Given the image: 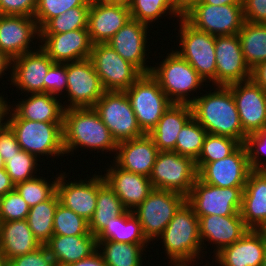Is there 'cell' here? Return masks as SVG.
Returning <instances> with one entry per match:
<instances>
[{
    "mask_svg": "<svg viewBox=\"0 0 266 266\" xmlns=\"http://www.w3.org/2000/svg\"><path fill=\"white\" fill-rule=\"evenodd\" d=\"M191 104L192 117L207 133L226 136L244 144L247 134L243 131L238 110L229 86L209 85ZM213 87V89H212ZM212 89V90H211Z\"/></svg>",
    "mask_w": 266,
    "mask_h": 266,
    "instance_id": "cell-1",
    "label": "cell"
},
{
    "mask_svg": "<svg viewBox=\"0 0 266 266\" xmlns=\"http://www.w3.org/2000/svg\"><path fill=\"white\" fill-rule=\"evenodd\" d=\"M117 146L118 143L93 107L64 110L63 147L65 156L73 157L74 152L77 153L76 150L83 151L87 148L86 152L88 150L97 151L95 153L102 152L103 157L107 155L105 153L109 152V156L113 158Z\"/></svg>",
    "mask_w": 266,
    "mask_h": 266,
    "instance_id": "cell-2",
    "label": "cell"
},
{
    "mask_svg": "<svg viewBox=\"0 0 266 266\" xmlns=\"http://www.w3.org/2000/svg\"><path fill=\"white\" fill-rule=\"evenodd\" d=\"M159 240L168 262H196L207 257L202 249L199 218L186 201L153 243L154 247Z\"/></svg>",
    "mask_w": 266,
    "mask_h": 266,
    "instance_id": "cell-3",
    "label": "cell"
},
{
    "mask_svg": "<svg viewBox=\"0 0 266 266\" xmlns=\"http://www.w3.org/2000/svg\"><path fill=\"white\" fill-rule=\"evenodd\" d=\"M164 55L159 56L161 62L153 64L150 74L173 103L191 104L209 84L175 50Z\"/></svg>",
    "mask_w": 266,
    "mask_h": 266,
    "instance_id": "cell-4",
    "label": "cell"
},
{
    "mask_svg": "<svg viewBox=\"0 0 266 266\" xmlns=\"http://www.w3.org/2000/svg\"><path fill=\"white\" fill-rule=\"evenodd\" d=\"M6 123L15 133L20 148L29 154H33L39 160L42 159V162H45V157L47 160H50L51 157V162L53 160L54 163L55 158L65 156L63 123L21 119L10 108L8 109Z\"/></svg>",
    "mask_w": 266,
    "mask_h": 266,
    "instance_id": "cell-5",
    "label": "cell"
},
{
    "mask_svg": "<svg viewBox=\"0 0 266 266\" xmlns=\"http://www.w3.org/2000/svg\"><path fill=\"white\" fill-rule=\"evenodd\" d=\"M177 21L179 30L176 42H179L177 44L179 46L174 50L197 71L207 84L212 83V86H215V36L194 28L183 17Z\"/></svg>",
    "mask_w": 266,
    "mask_h": 266,
    "instance_id": "cell-6",
    "label": "cell"
},
{
    "mask_svg": "<svg viewBox=\"0 0 266 266\" xmlns=\"http://www.w3.org/2000/svg\"><path fill=\"white\" fill-rule=\"evenodd\" d=\"M125 92L144 134H149L173 104L150 73L142 74Z\"/></svg>",
    "mask_w": 266,
    "mask_h": 266,
    "instance_id": "cell-7",
    "label": "cell"
},
{
    "mask_svg": "<svg viewBox=\"0 0 266 266\" xmlns=\"http://www.w3.org/2000/svg\"><path fill=\"white\" fill-rule=\"evenodd\" d=\"M149 179L155 189L174 191L186 197L197 179L195 161L174 151H159Z\"/></svg>",
    "mask_w": 266,
    "mask_h": 266,
    "instance_id": "cell-8",
    "label": "cell"
},
{
    "mask_svg": "<svg viewBox=\"0 0 266 266\" xmlns=\"http://www.w3.org/2000/svg\"><path fill=\"white\" fill-rule=\"evenodd\" d=\"M186 201L180 193L153 189L132 212L141 223L146 239L154 243L170 223L176 211Z\"/></svg>",
    "mask_w": 266,
    "mask_h": 266,
    "instance_id": "cell-9",
    "label": "cell"
},
{
    "mask_svg": "<svg viewBox=\"0 0 266 266\" xmlns=\"http://www.w3.org/2000/svg\"><path fill=\"white\" fill-rule=\"evenodd\" d=\"M93 108L117 143L144 135L125 91H105Z\"/></svg>",
    "mask_w": 266,
    "mask_h": 266,
    "instance_id": "cell-10",
    "label": "cell"
},
{
    "mask_svg": "<svg viewBox=\"0 0 266 266\" xmlns=\"http://www.w3.org/2000/svg\"><path fill=\"white\" fill-rule=\"evenodd\" d=\"M243 189L212 186L197 178L186 196V202L198 218L206 215L232 216L240 214Z\"/></svg>",
    "mask_w": 266,
    "mask_h": 266,
    "instance_id": "cell-11",
    "label": "cell"
},
{
    "mask_svg": "<svg viewBox=\"0 0 266 266\" xmlns=\"http://www.w3.org/2000/svg\"><path fill=\"white\" fill-rule=\"evenodd\" d=\"M89 59L105 91H126L143 74L108 43L93 44Z\"/></svg>",
    "mask_w": 266,
    "mask_h": 266,
    "instance_id": "cell-12",
    "label": "cell"
},
{
    "mask_svg": "<svg viewBox=\"0 0 266 266\" xmlns=\"http://www.w3.org/2000/svg\"><path fill=\"white\" fill-rule=\"evenodd\" d=\"M183 18L194 28L213 36L238 34L245 22L243 5L195 4Z\"/></svg>",
    "mask_w": 266,
    "mask_h": 266,
    "instance_id": "cell-13",
    "label": "cell"
},
{
    "mask_svg": "<svg viewBox=\"0 0 266 266\" xmlns=\"http://www.w3.org/2000/svg\"><path fill=\"white\" fill-rule=\"evenodd\" d=\"M104 92L105 89L89 58L67 63L66 95L61 97L64 109L93 107Z\"/></svg>",
    "mask_w": 266,
    "mask_h": 266,
    "instance_id": "cell-14",
    "label": "cell"
},
{
    "mask_svg": "<svg viewBox=\"0 0 266 266\" xmlns=\"http://www.w3.org/2000/svg\"><path fill=\"white\" fill-rule=\"evenodd\" d=\"M196 168L199 180L222 188L244 187L252 171L245 144H241L232 154L221 160L196 164Z\"/></svg>",
    "mask_w": 266,
    "mask_h": 266,
    "instance_id": "cell-15",
    "label": "cell"
},
{
    "mask_svg": "<svg viewBox=\"0 0 266 266\" xmlns=\"http://www.w3.org/2000/svg\"><path fill=\"white\" fill-rule=\"evenodd\" d=\"M148 28L152 30L149 25L131 18L107 42L124 60L133 64L143 74L151 72L153 66L148 65V63L154 62L153 60L147 61L150 59L149 54L151 53L149 52L151 47L148 40L152 39V37H148L150 36Z\"/></svg>",
    "mask_w": 266,
    "mask_h": 266,
    "instance_id": "cell-16",
    "label": "cell"
},
{
    "mask_svg": "<svg viewBox=\"0 0 266 266\" xmlns=\"http://www.w3.org/2000/svg\"><path fill=\"white\" fill-rule=\"evenodd\" d=\"M37 42L40 43V29L34 17L0 15V51L10 59L35 51L40 47Z\"/></svg>",
    "mask_w": 266,
    "mask_h": 266,
    "instance_id": "cell-17",
    "label": "cell"
},
{
    "mask_svg": "<svg viewBox=\"0 0 266 266\" xmlns=\"http://www.w3.org/2000/svg\"><path fill=\"white\" fill-rule=\"evenodd\" d=\"M68 174L70 173H66V171L59 172L56 185L59 202L89 222L97 205L98 174L92 172L91 177L87 174V179L84 177L83 180L79 176V180L74 179L73 181H70L71 178H68Z\"/></svg>",
    "mask_w": 266,
    "mask_h": 266,
    "instance_id": "cell-18",
    "label": "cell"
},
{
    "mask_svg": "<svg viewBox=\"0 0 266 266\" xmlns=\"http://www.w3.org/2000/svg\"><path fill=\"white\" fill-rule=\"evenodd\" d=\"M243 131L249 135L266 129V92L252 79L228 85Z\"/></svg>",
    "mask_w": 266,
    "mask_h": 266,
    "instance_id": "cell-19",
    "label": "cell"
},
{
    "mask_svg": "<svg viewBox=\"0 0 266 266\" xmlns=\"http://www.w3.org/2000/svg\"><path fill=\"white\" fill-rule=\"evenodd\" d=\"M130 19L126 2L91 0L87 26L91 43H107Z\"/></svg>",
    "mask_w": 266,
    "mask_h": 266,
    "instance_id": "cell-20",
    "label": "cell"
},
{
    "mask_svg": "<svg viewBox=\"0 0 266 266\" xmlns=\"http://www.w3.org/2000/svg\"><path fill=\"white\" fill-rule=\"evenodd\" d=\"M53 64L41 47L20 55L12 60L10 85L21 95L44 93V78Z\"/></svg>",
    "mask_w": 266,
    "mask_h": 266,
    "instance_id": "cell-21",
    "label": "cell"
},
{
    "mask_svg": "<svg viewBox=\"0 0 266 266\" xmlns=\"http://www.w3.org/2000/svg\"><path fill=\"white\" fill-rule=\"evenodd\" d=\"M216 85L228 86L251 79L238 34L215 36Z\"/></svg>",
    "mask_w": 266,
    "mask_h": 266,
    "instance_id": "cell-22",
    "label": "cell"
},
{
    "mask_svg": "<svg viewBox=\"0 0 266 266\" xmlns=\"http://www.w3.org/2000/svg\"><path fill=\"white\" fill-rule=\"evenodd\" d=\"M199 229L203 253L207 255V246L210 244L212 248L209 250L212 252L213 249L211 257L215 256L223 248L237 242L248 231L241 214L201 216L199 218ZM205 249L206 251H204Z\"/></svg>",
    "mask_w": 266,
    "mask_h": 266,
    "instance_id": "cell-23",
    "label": "cell"
},
{
    "mask_svg": "<svg viewBox=\"0 0 266 266\" xmlns=\"http://www.w3.org/2000/svg\"><path fill=\"white\" fill-rule=\"evenodd\" d=\"M41 49L54 63L88 59L92 50L88 28L59 34H40Z\"/></svg>",
    "mask_w": 266,
    "mask_h": 266,
    "instance_id": "cell-24",
    "label": "cell"
},
{
    "mask_svg": "<svg viewBox=\"0 0 266 266\" xmlns=\"http://www.w3.org/2000/svg\"><path fill=\"white\" fill-rule=\"evenodd\" d=\"M106 168L104 166V180L113 189L127 210L133 211L139 206L154 189L150 179L118 167L112 160ZM112 165V166H111ZM106 171V172H105Z\"/></svg>",
    "mask_w": 266,
    "mask_h": 266,
    "instance_id": "cell-25",
    "label": "cell"
},
{
    "mask_svg": "<svg viewBox=\"0 0 266 266\" xmlns=\"http://www.w3.org/2000/svg\"><path fill=\"white\" fill-rule=\"evenodd\" d=\"M157 146L148 134L118 143L113 162L120 168L149 178L156 157Z\"/></svg>",
    "mask_w": 266,
    "mask_h": 266,
    "instance_id": "cell-26",
    "label": "cell"
},
{
    "mask_svg": "<svg viewBox=\"0 0 266 266\" xmlns=\"http://www.w3.org/2000/svg\"><path fill=\"white\" fill-rule=\"evenodd\" d=\"M266 242L258 230L248 231L237 241L223 248L212 259L218 266H262Z\"/></svg>",
    "mask_w": 266,
    "mask_h": 266,
    "instance_id": "cell-27",
    "label": "cell"
},
{
    "mask_svg": "<svg viewBox=\"0 0 266 266\" xmlns=\"http://www.w3.org/2000/svg\"><path fill=\"white\" fill-rule=\"evenodd\" d=\"M24 97L17 99L18 102L9 103V108L19 118L39 122L63 123L65 109L60 102L62 101L61 98L45 92L26 94Z\"/></svg>",
    "mask_w": 266,
    "mask_h": 266,
    "instance_id": "cell-28",
    "label": "cell"
},
{
    "mask_svg": "<svg viewBox=\"0 0 266 266\" xmlns=\"http://www.w3.org/2000/svg\"><path fill=\"white\" fill-rule=\"evenodd\" d=\"M240 214L248 229L258 230L266 222V171L249 173Z\"/></svg>",
    "mask_w": 266,
    "mask_h": 266,
    "instance_id": "cell-29",
    "label": "cell"
},
{
    "mask_svg": "<svg viewBox=\"0 0 266 266\" xmlns=\"http://www.w3.org/2000/svg\"><path fill=\"white\" fill-rule=\"evenodd\" d=\"M56 266H67L91 256L98 250L94 235H52L45 244Z\"/></svg>",
    "mask_w": 266,
    "mask_h": 266,
    "instance_id": "cell-30",
    "label": "cell"
},
{
    "mask_svg": "<svg viewBox=\"0 0 266 266\" xmlns=\"http://www.w3.org/2000/svg\"><path fill=\"white\" fill-rule=\"evenodd\" d=\"M41 246L27 220L0 222V254L6 262L14 257L33 252Z\"/></svg>",
    "mask_w": 266,
    "mask_h": 266,
    "instance_id": "cell-31",
    "label": "cell"
},
{
    "mask_svg": "<svg viewBox=\"0 0 266 266\" xmlns=\"http://www.w3.org/2000/svg\"><path fill=\"white\" fill-rule=\"evenodd\" d=\"M192 118L190 104L173 103L162 115L157 125L149 132L159 151H173L177 135Z\"/></svg>",
    "mask_w": 266,
    "mask_h": 266,
    "instance_id": "cell-32",
    "label": "cell"
},
{
    "mask_svg": "<svg viewBox=\"0 0 266 266\" xmlns=\"http://www.w3.org/2000/svg\"><path fill=\"white\" fill-rule=\"evenodd\" d=\"M101 174V175H99ZM127 209L106 183L102 172H98L97 205L92 219L89 221V231L95 237L115 218L122 215Z\"/></svg>",
    "mask_w": 266,
    "mask_h": 266,
    "instance_id": "cell-33",
    "label": "cell"
},
{
    "mask_svg": "<svg viewBox=\"0 0 266 266\" xmlns=\"http://www.w3.org/2000/svg\"><path fill=\"white\" fill-rule=\"evenodd\" d=\"M97 241H113L130 244H150L145 237L141 223L132 211L122 215L104 228L97 236Z\"/></svg>",
    "mask_w": 266,
    "mask_h": 266,
    "instance_id": "cell-34",
    "label": "cell"
},
{
    "mask_svg": "<svg viewBox=\"0 0 266 266\" xmlns=\"http://www.w3.org/2000/svg\"><path fill=\"white\" fill-rule=\"evenodd\" d=\"M98 251L107 266H143L149 244L97 241ZM147 250V251H146ZM146 257V258H145ZM144 263V266L147 264Z\"/></svg>",
    "mask_w": 266,
    "mask_h": 266,
    "instance_id": "cell-35",
    "label": "cell"
},
{
    "mask_svg": "<svg viewBox=\"0 0 266 266\" xmlns=\"http://www.w3.org/2000/svg\"><path fill=\"white\" fill-rule=\"evenodd\" d=\"M238 36L244 60L250 70L266 61V23L245 21Z\"/></svg>",
    "mask_w": 266,
    "mask_h": 266,
    "instance_id": "cell-36",
    "label": "cell"
},
{
    "mask_svg": "<svg viewBox=\"0 0 266 266\" xmlns=\"http://www.w3.org/2000/svg\"><path fill=\"white\" fill-rule=\"evenodd\" d=\"M127 4L131 18L150 27L154 26L155 22L159 23L158 20L162 17L169 20L183 17L176 8L175 0H129Z\"/></svg>",
    "mask_w": 266,
    "mask_h": 266,
    "instance_id": "cell-37",
    "label": "cell"
},
{
    "mask_svg": "<svg viewBox=\"0 0 266 266\" xmlns=\"http://www.w3.org/2000/svg\"><path fill=\"white\" fill-rule=\"evenodd\" d=\"M59 203L55 193L50 199L30 207L26 220L41 245H45L53 235L54 215Z\"/></svg>",
    "mask_w": 266,
    "mask_h": 266,
    "instance_id": "cell-38",
    "label": "cell"
},
{
    "mask_svg": "<svg viewBox=\"0 0 266 266\" xmlns=\"http://www.w3.org/2000/svg\"><path fill=\"white\" fill-rule=\"evenodd\" d=\"M43 176L45 175L39 174L32 179L16 184L14 187L15 191L23 198L29 207L50 199L56 193L59 173L51 175L50 179H48L49 175L47 177Z\"/></svg>",
    "mask_w": 266,
    "mask_h": 266,
    "instance_id": "cell-39",
    "label": "cell"
},
{
    "mask_svg": "<svg viewBox=\"0 0 266 266\" xmlns=\"http://www.w3.org/2000/svg\"><path fill=\"white\" fill-rule=\"evenodd\" d=\"M206 135V129L192 117L178 133L173 151L196 161L201 153Z\"/></svg>",
    "mask_w": 266,
    "mask_h": 266,
    "instance_id": "cell-40",
    "label": "cell"
},
{
    "mask_svg": "<svg viewBox=\"0 0 266 266\" xmlns=\"http://www.w3.org/2000/svg\"><path fill=\"white\" fill-rule=\"evenodd\" d=\"M89 9L90 5H82L63 12L50 19L40 29V34H59L87 28Z\"/></svg>",
    "mask_w": 266,
    "mask_h": 266,
    "instance_id": "cell-41",
    "label": "cell"
},
{
    "mask_svg": "<svg viewBox=\"0 0 266 266\" xmlns=\"http://www.w3.org/2000/svg\"><path fill=\"white\" fill-rule=\"evenodd\" d=\"M240 145L241 143L236 139L207 133L195 164H207L221 160L232 154Z\"/></svg>",
    "mask_w": 266,
    "mask_h": 266,
    "instance_id": "cell-42",
    "label": "cell"
},
{
    "mask_svg": "<svg viewBox=\"0 0 266 266\" xmlns=\"http://www.w3.org/2000/svg\"><path fill=\"white\" fill-rule=\"evenodd\" d=\"M38 162L41 163L42 161L33 154H29L21 149L5 163V170L10 176L12 183L16 185L20 182L32 179L36 177L37 174L41 173V167ZM38 170L39 173H37Z\"/></svg>",
    "mask_w": 266,
    "mask_h": 266,
    "instance_id": "cell-43",
    "label": "cell"
},
{
    "mask_svg": "<svg viewBox=\"0 0 266 266\" xmlns=\"http://www.w3.org/2000/svg\"><path fill=\"white\" fill-rule=\"evenodd\" d=\"M53 235L76 236L92 234L89 231L88 221L59 203L54 215Z\"/></svg>",
    "mask_w": 266,
    "mask_h": 266,
    "instance_id": "cell-44",
    "label": "cell"
},
{
    "mask_svg": "<svg viewBox=\"0 0 266 266\" xmlns=\"http://www.w3.org/2000/svg\"><path fill=\"white\" fill-rule=\"evenodd\" d=\"M91 0H37L34 18L41 29L50 19L67 10L82 5H90Z\"/></svg>",
    "mask_w": 266,
    "mask_h": 266,
    "instance_id": "cell-45",
    "label": "cell"
},
{
    "mask_svg": "<svg viewBox=\"0 0 266 266\" xmlns=\"http://www.w3.org/2000/svg\"><path fill=\"white\" fill-rule=\"evenodd\" d=\"M29 210L30 207L15 189L0 198V222L26 220Z\"/></svg>",
    "mask_w": 266,
    "mask_h": 266,
    "instance_id": "cell-46",
    "label": "cell"
},
{
    "mask_svg": "<svg viewBox=\"0 0 266 266\" xmlns=\"http://www.w3.org/2000/svg\"><path fill=\"white\" fill-rule=\"evenodd\" d=\"M244 144L251 170L266 171V129L247 135Z\"/></svg>",
    "mask_w": 266,
    "mask_h": 266,
    "instance_id": "cell-47",
    "label": "cell"
},
{
    "mask_svg": "<svg viewBox=\"0 0 266 266\" xmlns=\"http://www.w3.org/2000/svg\"><path fill=\"white\" fill-rule=\"evenodd\" d=\"M66 89L67 63H54L44 78V92L61 98L65 95Z\"/></svg>",
    "mask_w": 266,
    "mask_h": 266,
    "instance_id": "cell-48",
    "label": "cell"
},
{
    "mask_svg": "<svg viewBox=\"0 0 266 266\" xmlns=\"http://www.w3.org/2000/svg\"><path fill=\"white\" fill-rule=\"evenodd\" d=\"M7 266H56L45 245L33 252L10 259Z\"/></svg>",
    "mask_w": 266,
    "mask_h": 266,
    "instance_id": "cell-49",
    "label": "cell"
},
{
    "mask_svg": "<svg viewBox=\"0 0 266 266\" xmlns=\"http://www.w3.org/2000/svg\"><path fill=\"white\" fill-rule=\"evenodd\" d=\"M37 0H0V15L34 17Z\"/></svg>",
    "mask_w": 266,
    "mask_h": 266,
    "instance_id": "cell-50",
    "label": "cell"
},
{
    "mask_svg": "<svg viewBox=\"0 0 266 266\" xmlns=\"http://www.w3.org/2000/svg\"><path fill=\"white\" fill-rule=\"evenodd\" d=\"M21 150L15 133L11 127L5 123L0 127V155L6 163L15 153Z\"/></svg>",
    "mask_w": 266,
    "mask_h": 266,
    "instance_id": "cell-51",
    "label": "cell"
},
{
    "mask_svg": "<svg viewBox=\"0 0 266 266\" xmlns=\"http://www.w3.org/2000/svg\"><path fill=\"white\" fill-rule=\"evenodd\" d=\"M245 21L266 23V0H243Z\"/></svg>",
    "mask_w": 266,
    "mask_h": 266,
    "instance_id": "cell-52",
    "label": "cell"
},
{
    "mask_svg": "<svg viewBox=\"0 0 266 266\" xmlns=\"http://www.w3.org/2000/svg\"><path fill=\"white\" fill-rule=\"evenodd\" d=\"M251 79L266 92V61L251 70Z\"/></svg>",
    "mask_w": 266,
    "mask_h": 266,
    "instance_id": "cell-53",
    "label": "cell"
},
{
    "mask_svg": "<svg viewBox=\"0 0 266 266\" xmlns=\"http://www.w3.org/2000/svg\"><path fill=\"white\" fill-rule=\"evenodd\" d=\"M67 266H107L100 252L97 250L91 256Z\"/></svg>",
    "mask_w": 266,
    "mask_h": 266,
    "instance_id": "cell-54",
    "label": "cell"
},
{
    "mask_svg": "<svg viewBox=\"0 0 266 266\" xmlns=\"http://www.w3.org/2000/svg\"><path fill=\"white\" fill-rule=\"evenodd\" d=\"M15 185L12 183L10 176L5 169H0V197L14 190Z\"/></svg>",
    "mask_w": 266,
    "mask_h": 266,
    "instance_id": "cell-55",
    "label": "cell"
},
{
    "mask_svg": "<svg viewBox=\"0 0 266 266\" xmlns=\"http://www.w3.org/2000/svg\"><path fill=\"white\" fill-rule=\"evenodd\" d=\"M11 68H12V59H10L6 54L0 51V78H1L0 80H3L5 78V75H7L5 71L6 72L9 71L10 72L8 74L9 77L7 76L6 78H8L7 81L10 82L9 78H11Z\"/></svg>",
    "mask_w": 266,
    "mask_h": 266,
    "instance_id": "cell-56",
    "label": "cell"
},
{
    "mask_svg": "<svg viewBox=\"0 0 266 266\" xmlns=\"http://www.w3.org/2000/svg\"><path fill=\"white\" fill-rule=\"evenodd\" d=\"M4 96H5V91L4 92L2 91L0 93V127L6 123L7 113L9 109V103H10V100H8V98Z\"/></svg>",
    "mask_w": 266,
    "mask_h": 266,
    "instance_id": "cell-57",
    "label": "cell"
},
{
    "mask_svg": "<svg viewBox=\"0 0 266 266\" xmlns=\"http://www.w3.org/2000/svg\"><path fill=\"white\" fill-rule=\"evenodd\" d=\"M203 0H175L176 8L183 16L189 9L195 4L202 2Z\"/></svg>",
    "mask_w": 266,
    "mask_h": 266,
    "instance_id": "cell-58",
    "label": "cell"
},
{
    "mask_svg": "<svg viewBox=\"0 0 266 266\" xmlns=\"http://www.w3.org/2000/svg\"><path fill=\"white\" fill-rule=\"evenodd\" d=\"M197 4H212V5H243V0H203Z\"/></svg>",
    "mask_w": 266,
    "mask_h": 266,
    "instance_id": "cell-59",
    "label": "cell"
},
{
    "mask_svg": "<svg viewBox=\"0 0 266 266\" xmlns=\"http://www.w3.org/2000/svg\"><path fill=\"white\" fill-rule=\"evenodd\" d=\"M202 262V263H201ZM170 266H195V265H199V264H203V261H199V262H168ZM196 263V264H194ZM198 263V264H197ZM167 265V266H169Z\"/></svg>",
    "mask_w": 266,
    "mask_h": 266,
    "instance_id": "cell-60",
    "label": "cell"
},
{
    "mask_svg": "<svg viewBox=\"0 0 266 266\" xmlns=\"http://www.w3.org/2000/svg\"><path fill=\"white\" fill-rule=\"evenodd\" d=\"M258 231L261 233L263 239L266 242V222L258 229Z\"/></svg>",
    "mask_w": 266,
    "mask_h": 266,
    "instance_id": "cell-61",
    "label": "cell"
},
{
    "mask_svg": "<svg viewBox=\"0 0 266 266\" xmlns=\"http://www.w3.org/2000/svg\"><path fill=\"white\" fill-rule=\"evenodd\" d=\"M0 266H7V262L1 254H0Z\"/></svg>",
    "mask_w": 266,
    "mask_h": 266,
    "instance_id": "cell-62",
    "label": "cell"
},
{
    "mask_svg": "<svg viewBox=\"0 0 266 266\" xmlns=\"http://www.w3.org/2000/svg\"><path fill=\"white\" fill-rule=\"evenodd\" d=\"M0 169H5V162L1 155H0Z\"/></svg>",
    "mask_w": 266,
    "mask_h": 266,
    "instance_id": "cell-63",
    "label": "cell"
},
{
    "mask_svg": "<svg viewBox=\"0 0 266 266\" xmlns=\"http://www.w3.org/2000/svg\"><path fill=\"white\" fill-rule=\"evenodd\" d=\"M262 266H266V250H265Z\"/></svg>",
    "mask_w": 266,
    "mask_h": 266,
    "instance_id": "cell-64",
    "label": "cell"
},
{
    "mask_svg": "<svg viewBox=\"0 0 266 266\" xmlns=\"http://www.w3.org/2000/svg\"><path fill=\"white\" fill-rule=\"evenodd\" d=\"M105 1H116V2H128L129 0H105Z\"/></svg>",
    "mask_w": 266,
    "mask_h": 266,
    "instance_id": "cell-65",
    "label": "cell"
},
{
    "mask_svg": "<svg viewBox=\"0 0 266 266\" xmlns=\"http://www.w3.org/2000/svg\"><path fill=\"white\" fill-rule=\"evenodd\" d=\"M206 262H208V263H206V265L204 264L203 266H211L210 264V261L208 260V261H206Z\"/></svg>",
    "mask_w": 266,
    "mask_h": 266,
    "instance_id": "cell-66",
    "label": "cell"
}]
</instances>
